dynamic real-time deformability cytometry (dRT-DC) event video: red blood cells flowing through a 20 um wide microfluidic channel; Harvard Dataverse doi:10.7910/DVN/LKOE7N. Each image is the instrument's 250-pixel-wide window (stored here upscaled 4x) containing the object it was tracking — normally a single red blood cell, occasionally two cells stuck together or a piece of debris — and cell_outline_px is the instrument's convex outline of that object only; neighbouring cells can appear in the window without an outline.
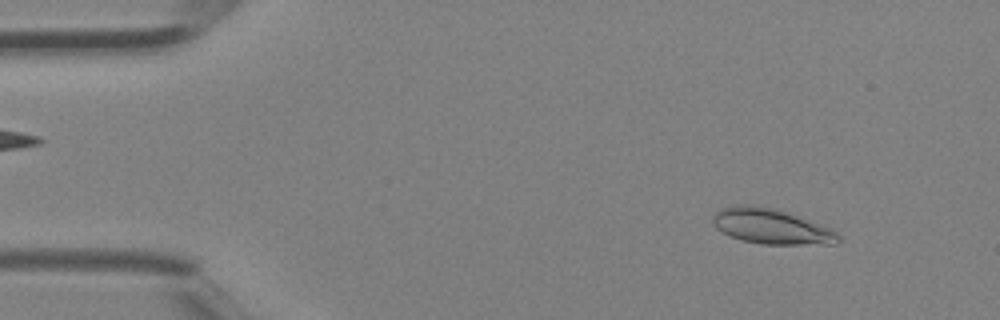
{"species": "Egyptian fruit bat (a non-hibernating species)", "species_latin": "Rousettus aegyptiacus", "temperature_condition": "room temperature", "stored_images_in_passage": 38, "camera_frame_rate_fps": 3000, "um_per_image_px": 0.085, "animal": {"sex": "female"}, "frame": {"image": 1, "passage_image": 2, "time_ms": 0.333, "image_size_px": [1000, 320], "cell_outline_px": [[840, 240], [836, 244], [764, 244], [744, 240], [732, 236], [716, 228], [712, 224], [712, 216], [720, 208], [736, 204], [752, 204], [772, 208], [784, 212], [828, 228], [836, 232], [840, 236]], "centroid_in_image_um": [65.49, 19.24], "position_along_channel_um": 19.5, "area_um2": 25.26}}
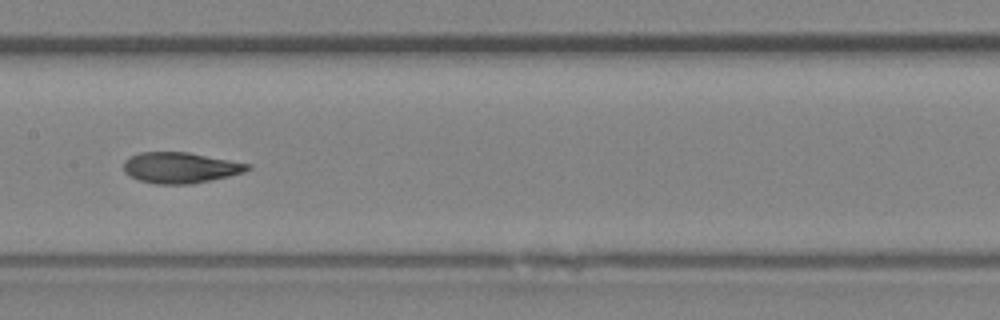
{"frame": {"image": 2, "passage_image": 18, "time_ms": 5.667, "image_size_px": [1000, 320], "cell_outline_px": [[252, 168], [244, 172], [212, 180], [192, 184], [156, 184], [140, 180], [124, 172], [124, 160], [128, 156], [140, 152], [188, 152], [252, 164]], "centroid_in_image_um": [15.34, 14.25], "position_along_channel_um": 192.1, "area_um2": 22.37}}
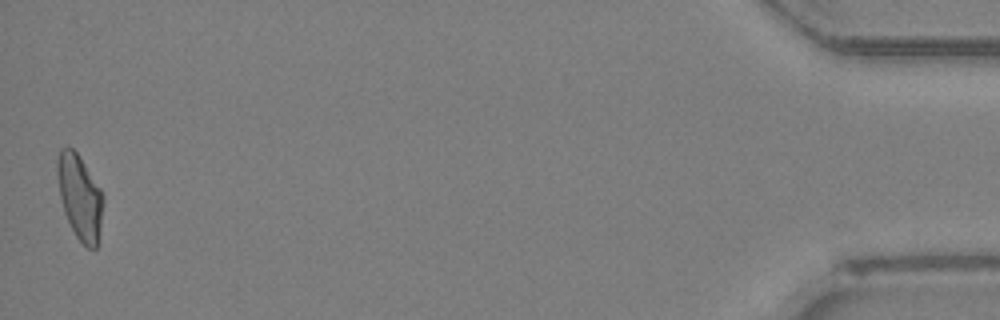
{"frame": {"image": 3, "passage_image": 38, "time_ms": 12.333, "image_size_px": [1000, 320], "cell_outline_px": [[104, 200], [96, 248], [88, 248], [76, 236], [64, 212], [60, 196], [56, 172], [56, 160], [60, 148], [72, 148], [80, 156], [100, 188], [104, 196]], "centroid_in_image_um": [6.77, 16.69], "position_along_channel_um": 428.4, "area_um2": 22.43}}